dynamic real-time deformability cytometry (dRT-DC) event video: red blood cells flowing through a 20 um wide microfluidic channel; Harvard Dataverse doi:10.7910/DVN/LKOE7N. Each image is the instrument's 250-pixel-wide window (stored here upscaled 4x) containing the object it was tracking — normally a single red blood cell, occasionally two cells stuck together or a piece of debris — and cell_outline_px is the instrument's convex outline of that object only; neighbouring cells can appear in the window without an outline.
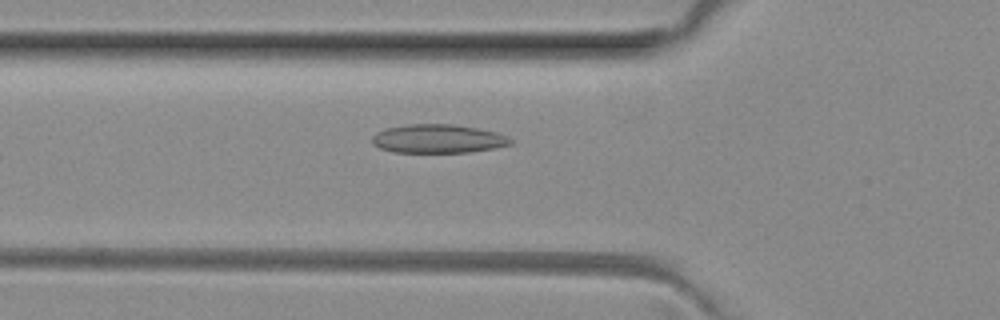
{"species": "common noctule bat (a hibernating species)", "species_latin": "Nyctalus noctula", "temperature_condition": "room temperature", "stored_images_in_passage": 35, "camera_frame_rate_fps": 3000, "um_per_image_px": 0.085, "animal": {"sex": "female", "body_mass_g": 29.2, "forearm_length_mm": 56.3}, "frame": {"image": 1, "passage_image": 4, "time_ms": 1.0, "image_size_px": [1000, 320], "cell_outline_px": [[512, 144], [492, 148], [468, 152], [392, 152], [380, 148], [372, 144], [372, 136], [376, 132], [384, 128], [408, 124], [452, 124], [476, 128], [496, 132], [508, 136], [512, 140]], "centroid_in_image_um": [37.19, 11.79], "position_along_channel_um": 88.6, "area_um2": 23.12}}
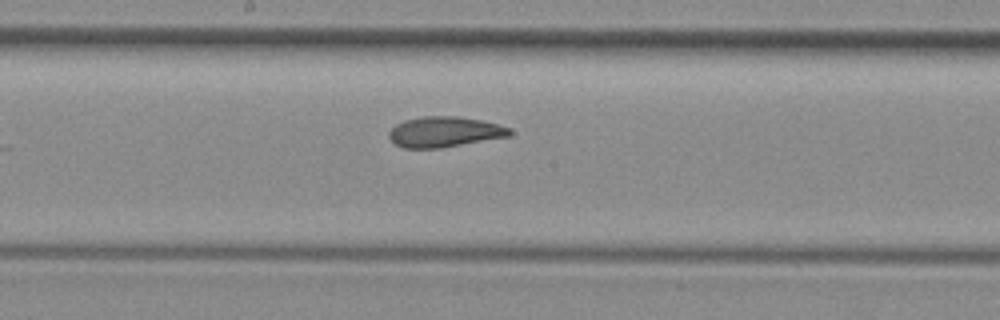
{"frame": {"image": 2, "passage_image": 13, "time_ms": 4.0, "image_size_px": [1000, 320], "cell_outline_px": [[512, 136], [440, 148], [404, 148], [396, 144], [388, 136], [388, 132], [396, 124], [404, 120], [424, 116], [456, 116], [480, 120], [512, 128]], "centroid_in_image_um": [37.8, 11.21], "position_along_channel_um": 210.4, "area_um2": 21.44}}
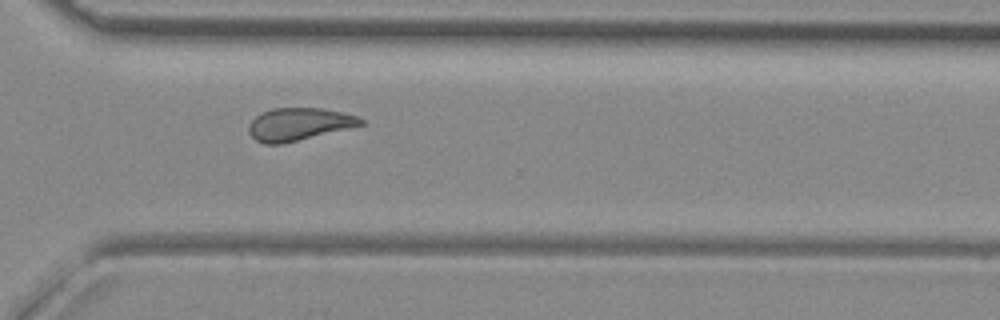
{"frame": {"image": 3, "passage_image": 23, "time_ms": 7.333, "image_size_px": [1000, 320], "cell_outline_px": [[364, 124], [280, 144], [264, 144], [256, 140], [248, 132], [248, 124], [260, 112], [272, 108], [324, 108], [356, 116], [364, 120]], "centroid_in_image_um": [25.34, 10.54], "position_along_channel_um": 345.3, "area_um2": 20.98}, "authors_computed_cell_mechanics": {"area_um2": 21.5594, "velocity_mm_per_s": 4.0535, "shape_relaxation_time_tau1_ms": null, "shape_relaxation_time_tau2_ms": 2.6, "deformation_change_tau1": null, "deformation_change_tau2": 0.0914}}